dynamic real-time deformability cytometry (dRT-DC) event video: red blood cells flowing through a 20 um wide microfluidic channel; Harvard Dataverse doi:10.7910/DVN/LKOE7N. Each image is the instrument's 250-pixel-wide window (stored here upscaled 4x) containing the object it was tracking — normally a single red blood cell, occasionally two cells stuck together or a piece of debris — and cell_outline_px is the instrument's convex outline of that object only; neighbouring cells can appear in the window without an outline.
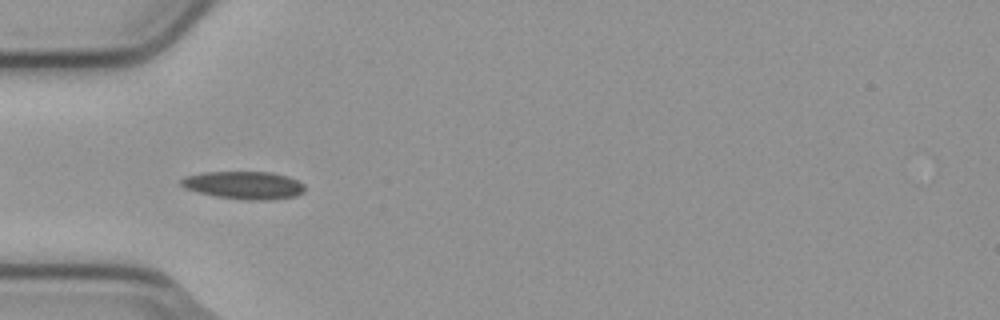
{"species": "common noctule bat (a hibernating species)", "species_latin": "Nyctalus noctula", "temperature_condition": "cold", "stored_images_in_passage": 6, "camera_frame_rate_fps": 3000, "um_per_image_px": 0.085, "animal": {"sex": "male", "body_mass_g": 23.1, "forearm_length_mm": 52.7}, "frame": {"image": 1, "passage_image": 4, "time_ms": 1.0, "image_size_px": [1000, 320], "cell_outline_px": [[304, 192], [296, 196], [268, 200], [248, 200], [216, 196], [184, 188], [180, 184], [180, 180], [184, 176], [200, 172], [272, 172], [288, 176], [304, 184]], "centroid_in_image_um": [20.73, 15.73], "position_along_channel_um": 64.3, "area_um2": 20.06}}
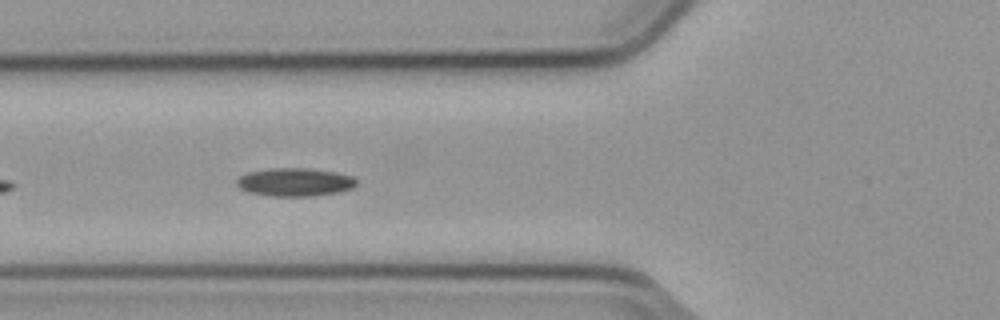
{"frame": {"image": 2, "passage_image": 5, "time_ms": 1.333, "image_size_px": [1000, 320], "cell_outline_px": [[356, 184], [352, 188], [340, 192], [312, 196], [272, 196], [248, 192], [240, 188], [236, 184], [236, 180], [240, 176], [248, 172], [272, 168], [308, 168], [336, 172], [352, 176], [356, 180]], "centroid_in_image_um": [25.06, 15.48], "position_along_channel_um": 100.7, "area_um2": 19.71}}
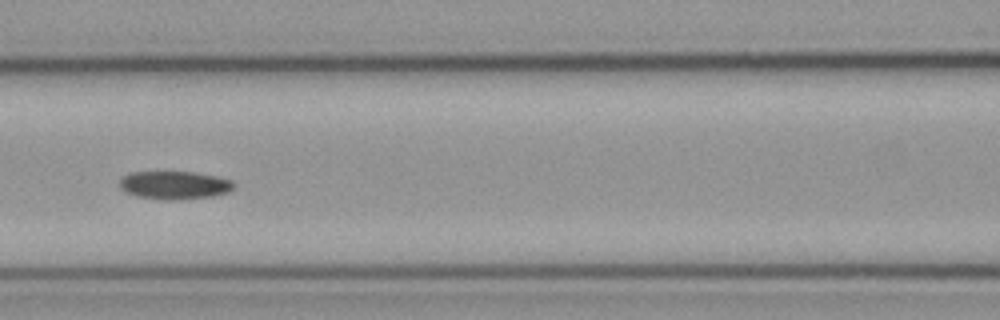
{"frame": {"image": 3, "passage_image": 6, "time_ms": 1.667, "image_size_px": [1000, 320], "cell_outline_px": [[236, 184], [228, 192], [212, 196], [180, 200], [164, 200], [136, 196], [124, 192], [120, 188], [120, 180], [124, 176], [132, 172], [192, 172], [216, 176], [232, 180]], "centroid_in_image_um": [14.83, 15.75], "position_along_channel_um": 151.8, "area_um2": 18.79}}